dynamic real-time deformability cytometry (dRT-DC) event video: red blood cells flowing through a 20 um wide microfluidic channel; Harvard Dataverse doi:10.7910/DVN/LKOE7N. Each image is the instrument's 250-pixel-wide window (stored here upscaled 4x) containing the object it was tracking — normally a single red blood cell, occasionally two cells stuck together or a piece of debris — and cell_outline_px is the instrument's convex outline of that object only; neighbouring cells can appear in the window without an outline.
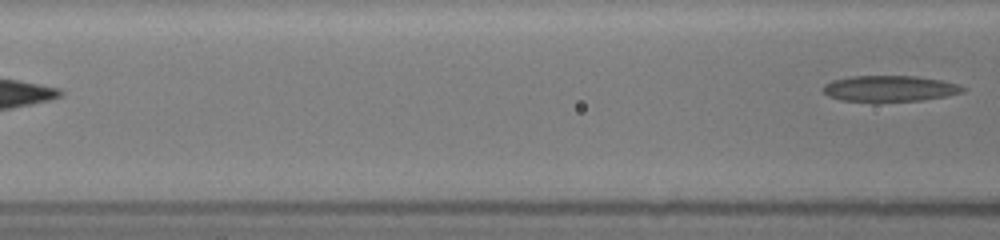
{"species": "common noctule bat (a hibernating species)", "species_latin": "Nyctalus noctula", "temperature_condition": "room temperature", "stored_images_in_passage": 4, "segment_of_instrument_passage": [2, 2], "camera_frame_rate_fps": 3000, "um_per_image_px": 0.085, "animal": {"sex": "female", "body_mass_g": 19.5, "forearm_length_mm": 54.1}, "frame": {"image": 1, "passage_image": 4, "time_ms": 3.667, "image_size_px": [1000, 240], "cell_outline_px": [[964, 92], [948, 96], [924, 100], [840, 100], [828, 96], [820, 88], [824, 84], [832, 80], [852, 76], [916, 76], [940, 80], [960, 84], [964, 88]], "centroid_in_image_um": [75.63, 7.51], "position_along_channel_um": 91.0, "area_um2": 20.87}}